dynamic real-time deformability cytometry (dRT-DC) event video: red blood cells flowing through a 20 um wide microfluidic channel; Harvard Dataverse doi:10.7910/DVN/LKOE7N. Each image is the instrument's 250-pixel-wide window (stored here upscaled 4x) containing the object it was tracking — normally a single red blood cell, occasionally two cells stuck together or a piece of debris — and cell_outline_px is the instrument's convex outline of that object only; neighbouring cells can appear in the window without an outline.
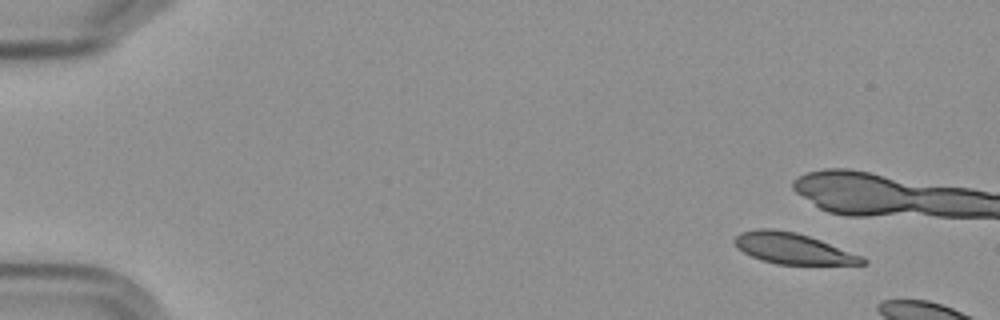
{"species": "Egyptian fruit bat (a non-hibernating species)", "species_latin": "Rousettus aegyptiacus", "temperature_condition": "cold", "stored_images_in_passage": 14, "segment_of_instrument_passage": [2, 2], "camera_frame_rate_fps": 3000, "um_per_image_px": 0.085, "frame": {"image": 1, "passage_image": 14, "time_ms": 4.333, "image_size_px": [1000, 320], "cell_outline_px": [[868, 264], [776, 264], [760, 260], [736, 248], [732, 240], [740, 232], [756, 228], [772, 228], [796, 232], [820, 240], [864, 256], [868, 260]], "centroid_in_image_um": [67.38, 21.11], "position_along_channel_um": 17.6, "area_um2": 23.18}}